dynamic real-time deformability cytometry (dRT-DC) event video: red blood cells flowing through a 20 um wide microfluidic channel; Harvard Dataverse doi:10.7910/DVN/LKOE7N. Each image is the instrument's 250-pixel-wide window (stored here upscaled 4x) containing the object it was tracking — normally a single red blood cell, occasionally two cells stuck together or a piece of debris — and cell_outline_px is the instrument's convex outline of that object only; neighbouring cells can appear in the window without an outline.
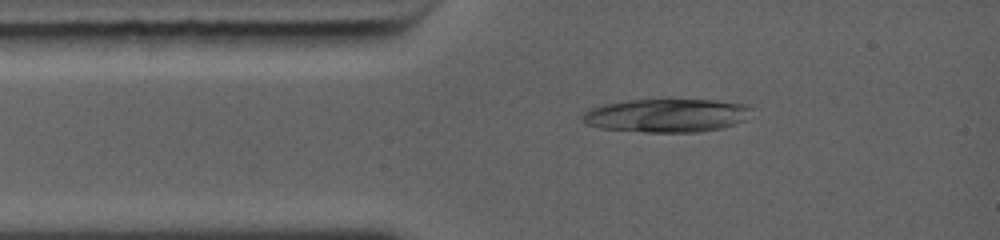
{"species": "common noctule bat (a hibernating species)", "species_latin": "Nyctalus noctula", "temperature_condition": "warm", "stored_images_in_passage": 3, "camera_frame_rate_fps": 5000, "um_per_image_px": 0.085, "animal": {"sex": "female", "body_mass_g": 19.0, "forearm_length_mm": 56.7}, "frame": {"image": 1, "passage_image": 2, "time_ms": 0.6, "image_size_px": [1000, 240], "cell_outline_px": [[752, 108], [744, 120], [736, 124], [720, 128], [700, 132], [644, 132], [600, 128], [588, 124], [584, 120], [584, 112], [608, 104], [628, 100], [712, 100], [748, 104]], "centroid_in_image_um": [56.74, 9.82], "position_along_channel_um": 28.3, "area_um2": 32.43}}